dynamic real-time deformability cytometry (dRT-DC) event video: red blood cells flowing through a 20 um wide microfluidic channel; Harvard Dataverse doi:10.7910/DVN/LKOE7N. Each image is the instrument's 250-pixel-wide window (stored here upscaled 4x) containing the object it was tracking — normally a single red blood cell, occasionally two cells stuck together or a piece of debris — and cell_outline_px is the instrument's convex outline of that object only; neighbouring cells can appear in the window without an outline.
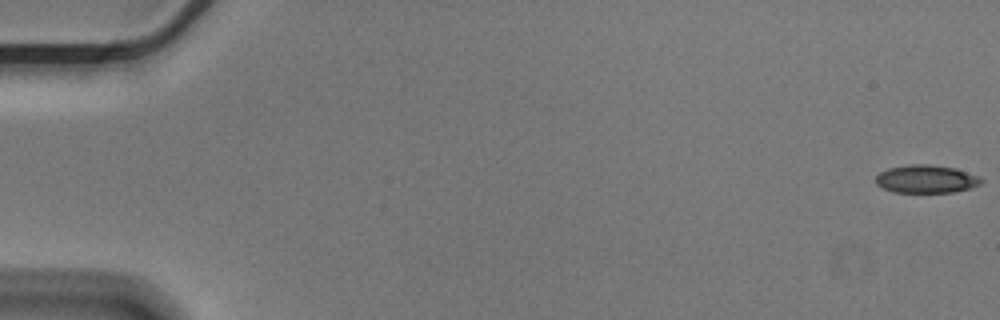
{"species": "Egyptian fruit bat (a non-hibernating species)", "species_latin": "Rousettus aegyptiacus", "temperature_condition": "cold", "stored_images_in_passage": 51, "camera_frame_rate_fps": 3000, "um_per_image_px": 0.085, "animal": {"sex": "male"}, "frame": {"image": 1, "passage_image": 1, "time_ms": 0.0, "image_size_px": [1000, 320], "cell_outline_px": [[984, 180], [980, 184], [972, 188], [952, 192], [892, 192], [876, 184], [876, 176], [880, 172], [888, 168], [908, 164], [928, 164], [956, 168], [976, 176]], "centroid_in_image_um": [78.71, 15.21], "position_along_channel_um": 6.3, "area_um2": 17.17}}
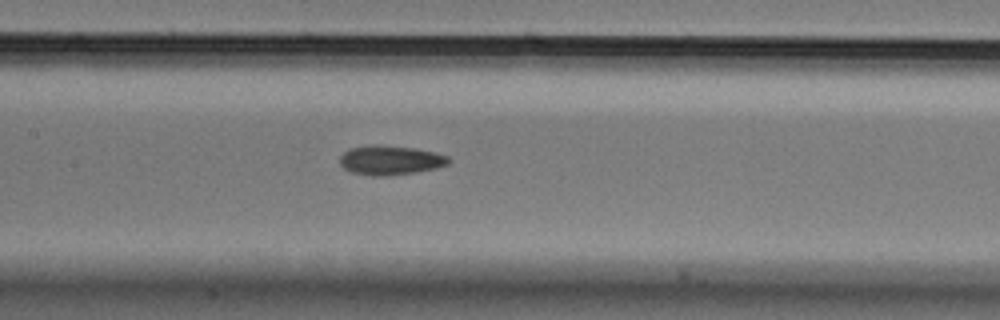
{"frame": {"image": 2, "passage_image": 28, "time_ms": 9.0, "image_size_px": [1000, 320], "cell_outline_px": [[452, 160], [448, 164], [436, 168], [416, 172], [388, 176], [372, 176], [352, 172], [344, 168], [340, 164], [340, 156], [344, 152], [352, 148], [372, 144], [376, 144], [416, 148], [436, 152], [448, 156]], "centroid_in_image_um": [33.21, 13.61], "position_along_channel_um": 174.2, "area_um2": 18.79}}
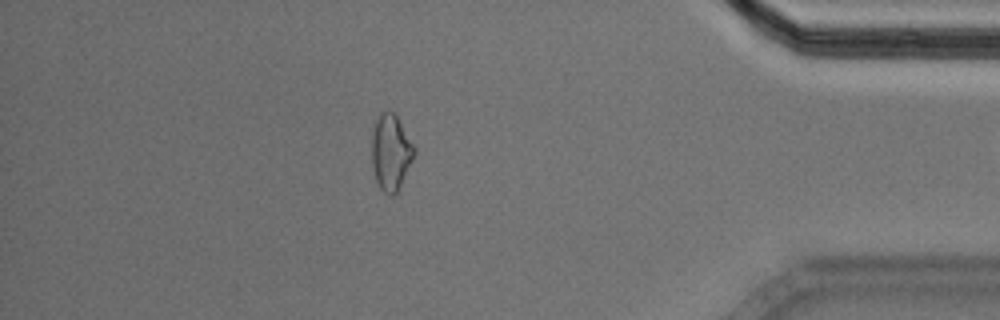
{"frame": {"image": 3, "passage_image": 50, "time_ms": 16.333, "image_size_px": [1000, 320], "cell_outline_px": [[416, 152], [400, 188], [392, 196], [384, 192], [380, 188], [376, 180], [372, 164], [372, 128], [380, 112], [388, 108], [396, 116], [416, 148]], "centroid_in_image_um": [33.22, 12.93], "position_along_channel_um": 402.0, "area_um2": 18.9}}